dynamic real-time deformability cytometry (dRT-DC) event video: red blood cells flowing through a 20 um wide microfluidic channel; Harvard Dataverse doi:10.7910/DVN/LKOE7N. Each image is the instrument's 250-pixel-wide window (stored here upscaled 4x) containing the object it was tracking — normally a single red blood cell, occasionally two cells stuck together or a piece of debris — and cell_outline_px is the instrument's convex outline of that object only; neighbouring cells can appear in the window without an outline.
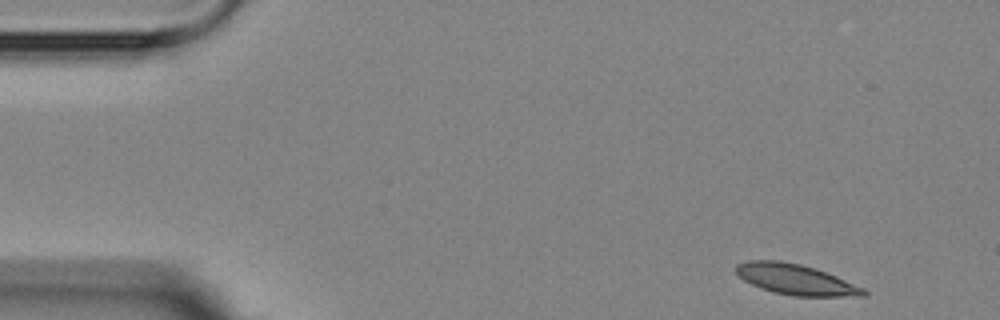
{"species": "Egyptian fruit bat (a non-hibernating species)", "species_latin": "Rousettus aegyptiacus", "temperature_condition": "room temperature", "stored_images_in_passage": 4, "segment_of_instrument_passage": [2, 2], "camera_frame_rate_fps": 3000, "um_per_image_px": 0.085, "animal": {"sex": "female"}, "frame": {"image": 1, "passage_image": 4, "time_ms": 3.333, "image_size_px": [1000, 320], "cell_outline_px": [[868, 296], [792, 296], [772, 292], [760, 288], [744, 280], [736, 272], [736, 264], [748, 260], [780, 260], [800, 264], [816, 268], [836, 276], [864, 288], [868, 292]], "centroid_in_image_um": [67.64, 23.75], "position_along_channel_um": 17.4, "area_um2": 22.77}}